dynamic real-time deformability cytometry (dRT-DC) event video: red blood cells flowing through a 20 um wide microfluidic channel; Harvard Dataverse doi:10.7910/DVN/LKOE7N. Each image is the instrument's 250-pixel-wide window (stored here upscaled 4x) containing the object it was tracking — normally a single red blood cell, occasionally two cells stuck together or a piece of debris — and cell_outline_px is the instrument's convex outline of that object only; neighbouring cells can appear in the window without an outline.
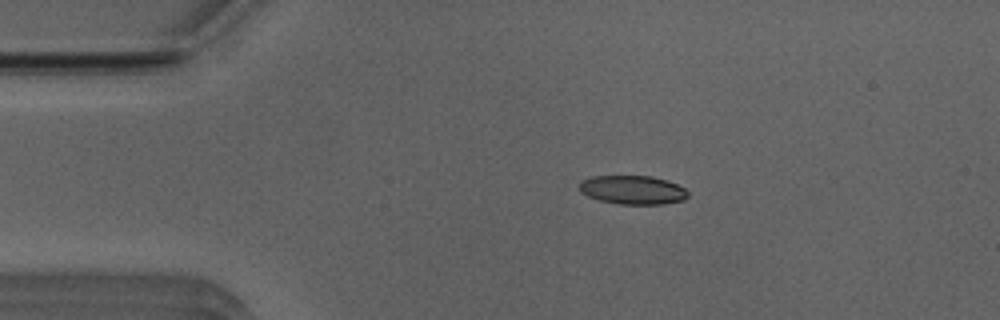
{"species": "Egyptian fruit bat (a non-hibernating species)", "species_latin": "Rousettus aegyptiacus", "temperature_condition": "room temperature", "stored_images_in_passage": 43, "camera_frame_rate_fps": 3000, "um_per_image_px": 0.085, "animal": {"sex": "male"}, "frame": {"image": 1, "passage_image": 1, "time_ms": 0.0, "image_size_px": [1000, 320], "cell_outline_px": [[688, 196], [684, 200], [664, 204], [620, 204], [600, 200], [588, 196], [580, 192], [580, 180], [592, 176], [652, 176], [668, 180], [684, 188], [688, 192]], "centroid_in_image_um": [53.78, 16.14], "position_along_channel_um": 31.2, "area_um2": 18.26}}
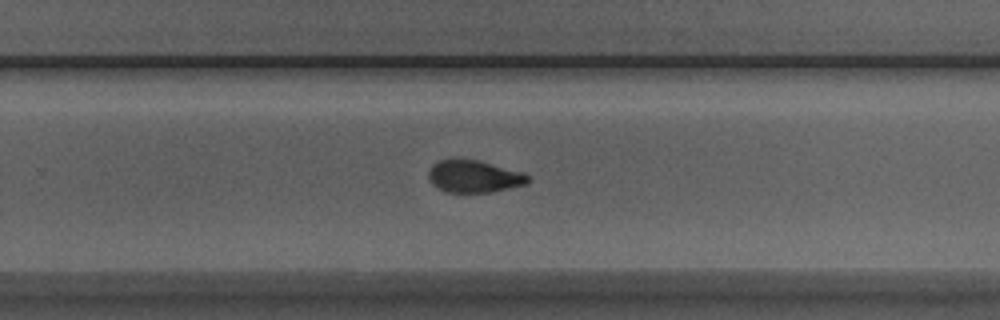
{"frame": {"image": 2, "passage_image": 24, "time_ms": 7.667, "image_size_px": [1000, 320], "cell_outline_px": [[532, 180], [528, 184], [492, 192], [448, 192], [432, 184], [428, 176], [428, 172], [440, 160], [476, 160], [520, 172], [528, 176]], "centroid_in_image_um": [40.33, 15.02], "position_along_channel_um": 289.5, "area_um2": 18.15}}
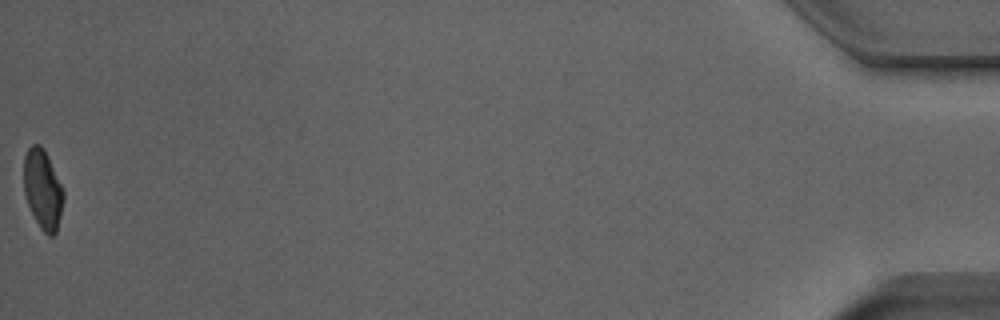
{"frame": {"image": 3, "passage_image": 43, "time_ms": 14.0, "image_size_px": [1000, 320], "cell_outline_px": [[64, 200], [56, 232], [52, 236], [48, 236], [40, 228], [28, 204], [24, 192], [24, 156], [28, 148], [32, 144], [40, 144], [44, 148], [48, 156], [64, 192]], "centroid_in_image_um": [3.63, 16.08], "position_along_channel_um": 431.6, "area_um2": 18.26}, "authors_computed_cell_mechanics": {"area_um2": 19.2474, "velocity_mm_per_s": 3.9496, "shape_relaxation_time_tau1_ms": 4.8779, "shape_relaxation_time_tau2_ms": 1.8605, "deformation_change_tau1": 0.152, "deformation_change_tau2": 0.0768}}